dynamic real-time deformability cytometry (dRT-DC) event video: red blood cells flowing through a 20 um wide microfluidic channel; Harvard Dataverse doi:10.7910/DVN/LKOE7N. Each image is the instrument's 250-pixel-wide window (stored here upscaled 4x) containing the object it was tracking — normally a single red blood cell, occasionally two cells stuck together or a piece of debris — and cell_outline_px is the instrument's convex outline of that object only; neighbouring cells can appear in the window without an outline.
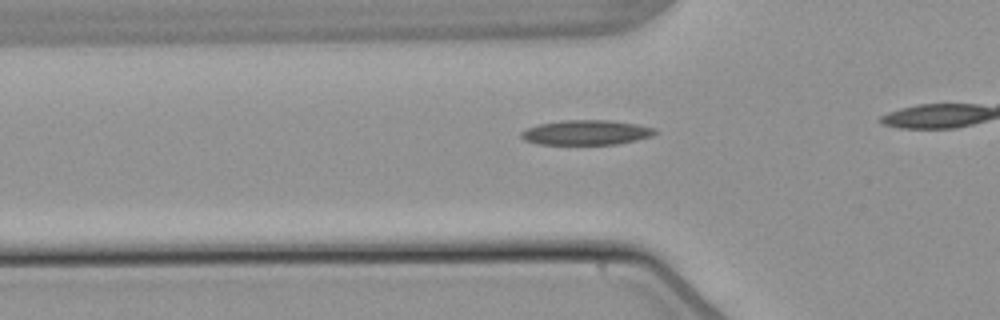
{"species": "common noctule bat (a hibernating species)", "species_latin": "Nyctalus noctula", "temperature_condition": "warm", "stored_images_in_passage": 36, "camera_frame_rate_fps": 3000, "um_per_image_px": 0.085, "animal": {"sex": "male", "body_mass_g": 21.5, "forearm_length_mm": 52.0}, "frame": {"image": 1, "passage_image": 12, "time_ms": 3.667, "image_size_px": [1000, 320], "cell_outline_px": [[660, 132], [652, 136], [636, 140], [616, 144], [536, 144], [524, 140], [520, 136], [520, 132], [528, 128], [540, 124], [564, 120], [612, 120], [636, 124], [656, 128]], "centroid_in_image_um": [49.86, 11.26], "position_along_channel_um": 75.9, "area_um2": 19.42}}
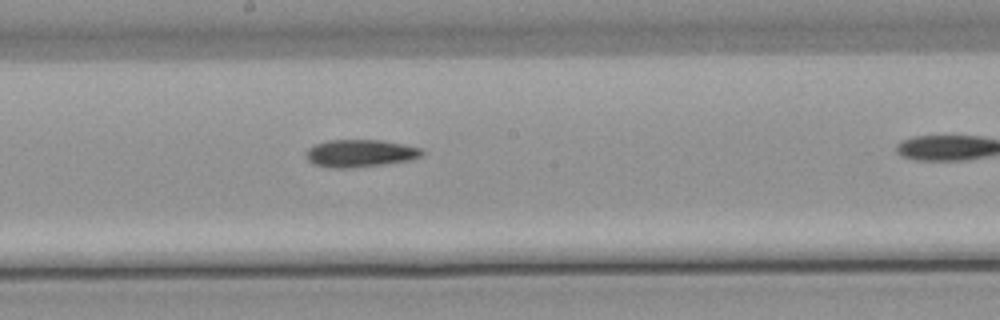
{"frame": {"image": 2, "passage_image": 23, "time_ms": 7.333, "image_size_px": [1000, 320], "cell_outline_px": [[424, 152], [420, 156], [408, 160], [352, 168], [328, 168], [312, 164], [308, 160], [308, 148], [316, 144], [328, 140], [380, 140], [420, 148]], "centroid_in_image_um": [30.56, 13.03], "position_along_channel_um": 217.6, "area_um2": 18.21}}
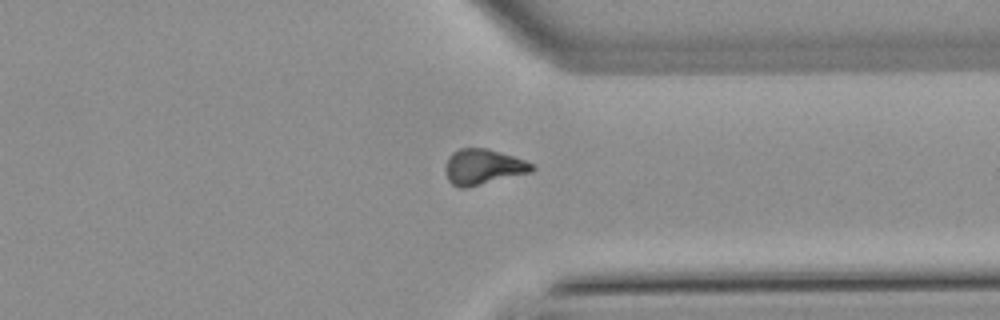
{"frame": {"image": 3, "passage_image": 35, "time_ms": 11.333, "image_size_px": [1000, 320], "cell_outline_px": [[536, 168], [532, 172], [468, 188], [456, 188], [448, 180], [448, 160], [452, 152], [460, 148], [488, 148], [536, 164]], "centroid_in_image_um": [41.13, 14.2], "position_along_channel_um": 370.3, "area_um2": 17.86}}